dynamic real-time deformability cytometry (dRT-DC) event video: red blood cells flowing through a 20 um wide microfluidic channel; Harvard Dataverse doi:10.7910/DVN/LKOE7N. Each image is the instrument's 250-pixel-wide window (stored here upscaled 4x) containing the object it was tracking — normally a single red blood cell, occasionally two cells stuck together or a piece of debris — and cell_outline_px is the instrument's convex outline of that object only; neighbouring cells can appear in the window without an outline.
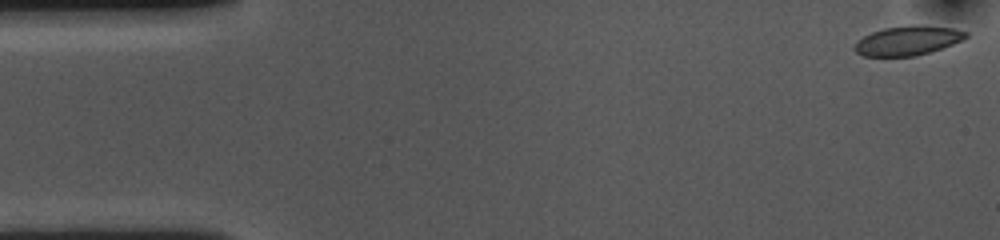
{"species": "common noctule bat (a hibernating species)", "species_latin": "Nyctalus noctula", "temperature_condition": "cold", "stored_images_in_passage": 54, "camera_frame_rate_fps": 3000, "um_per_image_px": 0.085, "animal": {"sex": "female", "body_mass_g": 10.0, "forearm_length_mm": 53.1}, "frame": {"image": 1, "passage_image": 1, "time_ms": 0.0, "image_size_px": [1000, 240], "cell_outline_px": [[968, 36], [952, 44], [932, 52], [916, 56], [864, 56], [856, 52], [852, 48], [856, 40], [872, 32], [884, 28], [912, 24], [916, 24], [952, 28], [968, 32]], "centroid_in_image_um": [77.13, 3.45], "position_along_channel_um": 7.9, "area_um2": 19.19}}
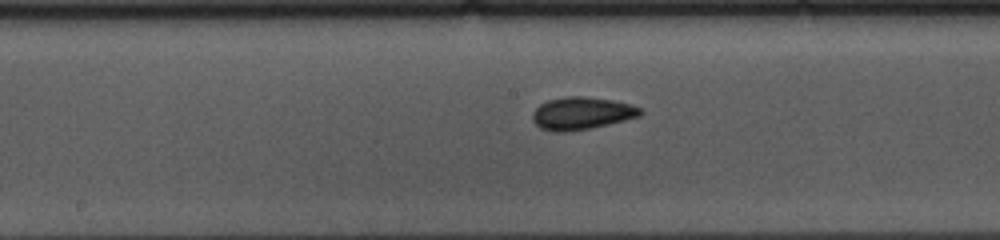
{"frame": {"image": 2, "passage_image": 26, "time_ms": 8.333, "image_size_px": [1000, 240], "cell_outline_px": [[644, 112], [640, 116], [592, 128], [568, 132], [556, 132], [540, 128], [532, 120], [532, 112], [540, 104], [548, 100], [568, 96], [584, 96], [612, 100], [632, 104], [640, 108]], "centroid_in_image_um": [49.44, 9.63], "position_along_channel_um": 198.8, "area_um2": 20.52}}
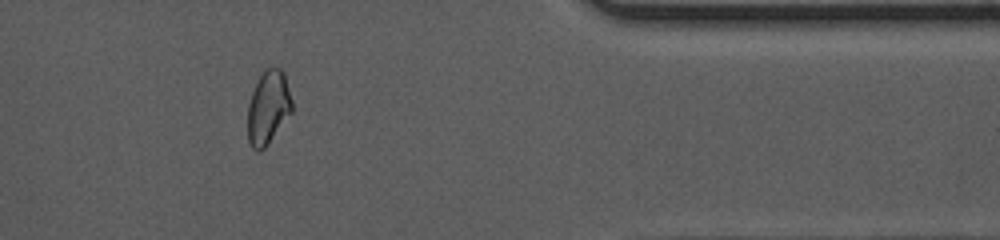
{"frame": {"image": 3, "passage_image": 44, "time_ms": 14.333, "image_size_px": [1000, 240], "cell_outline_px": [[292, 112], [268, 144], [264, 148], [256, 152], [252, 148], [248, 140], [248, 104], [252, 92], [264, 68], [272, 64], [280, 68], [284, 72], [292, 100]], "centroid_in_image_um": [22.8, 9.1], "position_along_channel_um": 388.6, "area_um2": 19.19}, "authors_computed_cell_mechanics": {"area_um2": 19.6231, "velocity_mm_per_s": 3.6089, "shape_relaxation_time_tau1_ms": 6.5766, "shape_relaxation_time_tau2_ms": 3.2818, "deformation_change_tau1": 0.1078, "deformation_change_tau2": 0.0575}}